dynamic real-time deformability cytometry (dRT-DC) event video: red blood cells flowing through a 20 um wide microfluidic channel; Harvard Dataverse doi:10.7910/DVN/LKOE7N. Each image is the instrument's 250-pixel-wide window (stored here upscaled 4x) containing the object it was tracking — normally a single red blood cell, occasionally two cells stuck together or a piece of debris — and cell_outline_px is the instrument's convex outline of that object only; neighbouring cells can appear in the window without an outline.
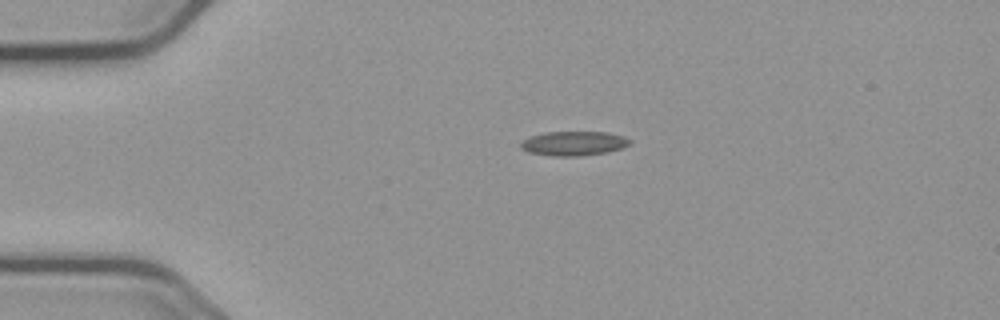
{"species": "common noctule bat (a hibernating species)", "species_latin": "Nyctalus noctula", "temperature_condition": "cold", "stored_images_in_passage": 44, "camera_frame_rate_fps": 3000, "um_per_image_px": 0.085, "animal": {"sex": "male", "body_mass_g": 23.1, "forearm_length_mm": 52.7}, "frame": {"image": 1, "passage_image": 1, "time_ms": 0.0, "image_size_px": [1000, 320], "cell_outline_px": [[632, 144], [624, 148], [608, 152], [576, 156], [552, 156], [528, 152], [520, 148], [520, 140], [544, 132], [608, 132], [624, 136], [632, 140]], "centroid_in_image_um": [48.79, 12.19], "position_along_channel_um": 36.2, "area_um2": 15.72}}
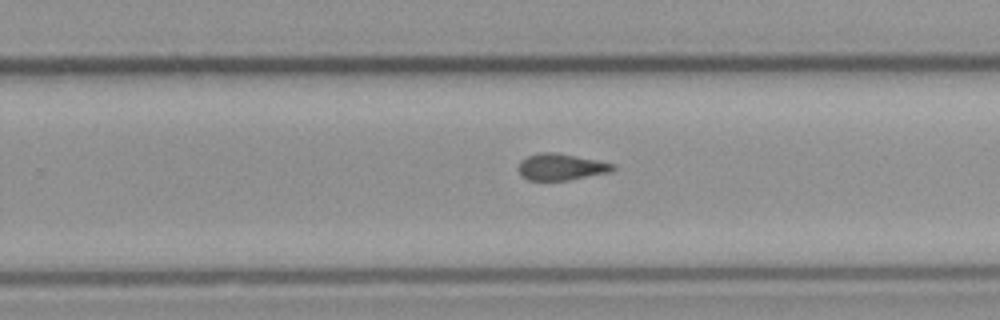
{"frame": {"image": 2, "passage_image": 24, "time_ms": 7.667, "image_size_px": [1000, 320], "cell_outline_px": [[616, 168], [612, 172], [568, 180], [528, 180], [516, 168], [520, 160], [528, 156], [540, 152], [556, 152], [616, 164]], "centroid_in_image_um": [47.7, 14.18], "position_along_channel_um": 282.1, "area_um2": 14.68}}
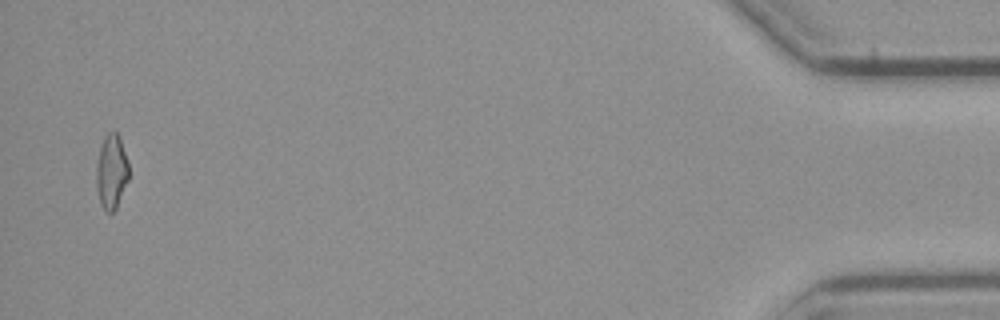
{"frame": {"image": 3, "passage_image": 43, "time_ms": 14.0, "image_size_px": [1000, 320], "cell_outline_px": [[128, 180], [116, 208], [112, 212], [104, 212], [100, 204], [96, 184], [96, 164], [100, 148], [104, 136], [108, 132], [116, 132], [120, 140], [128, 164]], "centroid_in_image_um": [9.45, 14.63], "position_along_channel_um": 425.8, "area_um2": 13.93}, "authors_computed_cell_mechanics": {"area_um2": 14.8835, "velocity_mm_per_s": 3.7048, "shape_relaxation_time_tau1_ms": null, "shape_relaxation_time_tau2_ms": 2.5274, "deformation_change_tau1": null, "deformation_change_tau2": 0.0845}}